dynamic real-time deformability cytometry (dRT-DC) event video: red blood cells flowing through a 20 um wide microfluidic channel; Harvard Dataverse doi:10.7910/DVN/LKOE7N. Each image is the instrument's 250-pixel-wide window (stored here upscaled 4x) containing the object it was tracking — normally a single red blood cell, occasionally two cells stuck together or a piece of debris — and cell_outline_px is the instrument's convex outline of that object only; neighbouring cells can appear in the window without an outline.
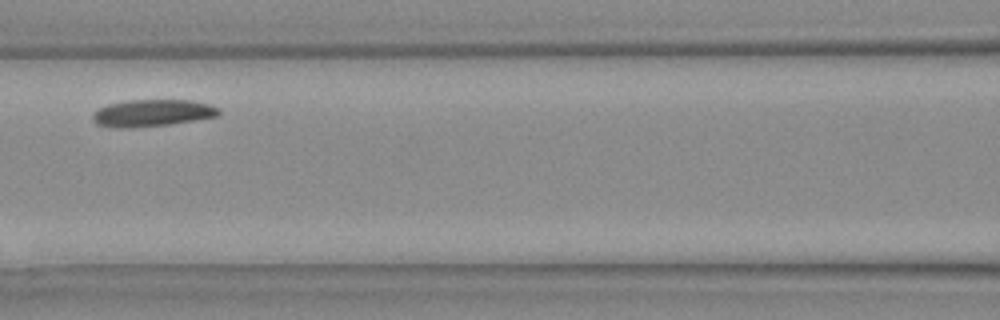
{"species": "Egyptian fruit bat (a non-hibernating species)", "species_latin": "Rousettus aegyptiacus", "temperature_condition": "warm", "stored_images_in_passage": 4, "camera_frame_rate_fps": 3000, "um_per_image_px": 0.085, "animal": {"sex": "female"}, "frame": {"image": 1, "passage_image": 3, "time_ms": 0.667, "image_size_px": [1000, 320], "cell_outline_px": [[220, 116], [172, 124], [140, 128], [112, 128], [96, 124], [92, 120], [92, 112], [108, 104], [128, 100], [192, 100], [208, 104], [220, 108]], "centroid_in_image_um": [12.94, 9.62], "position_along_channel_um": 153.7, "area_um2": 20.29}}